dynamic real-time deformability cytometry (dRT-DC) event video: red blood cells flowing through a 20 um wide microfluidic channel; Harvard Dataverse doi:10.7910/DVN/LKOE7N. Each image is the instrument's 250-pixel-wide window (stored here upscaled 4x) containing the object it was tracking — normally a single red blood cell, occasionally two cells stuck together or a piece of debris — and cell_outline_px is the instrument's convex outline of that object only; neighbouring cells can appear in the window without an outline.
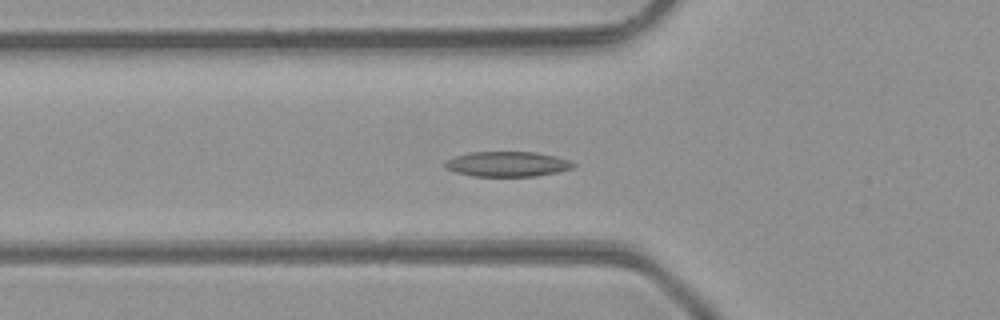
{"species": "common noctule bat (a hibernating species)", "species_latin": "Nyctalus noctula", "temperature_condition": "room temperature", "stored_images_in_passage": 46, "camera_frame_rate_fps": 3000, "um_per_image_px": 0.085, "animal": {"sex": "male", "body_mass_g": 23.1, "forearm_length_mm": 52.7}, "frame": {"image": 1, "passage_image": 17, "time_ms": 5.333, "image_size_px": [1000, 320], "cell_outline_px": [[576, 164], [572, 168], [556, 172], [536, 176], [472, 176], [456, 172], [448, 168], [444, 164], [448, 160], [456, 156], [472, 152], [536, 152], [556, 156], [568, 160]], "centroid_in_image_um": [43.15, 13.94], "position_along_channel_um": 82.6, "area_um2": 18.5}}
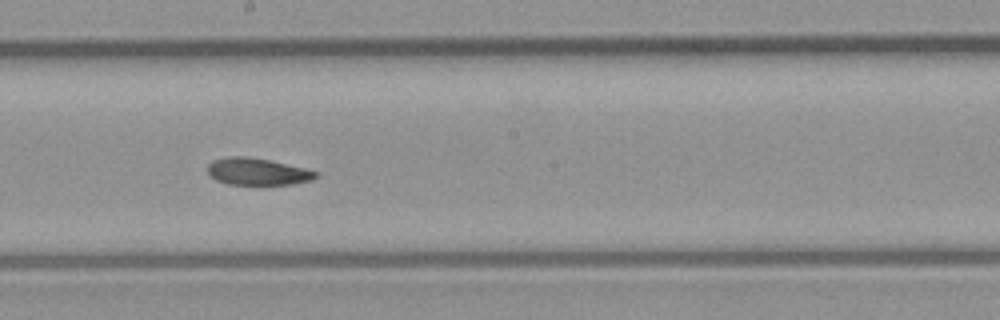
{"frame": {"image": 2, "passage_image": 27, "time_ms": 8.667, "image_size_px": [1000, 320], "cell_outline_px": [[320, 172], [312, 180], [292, 184], [264, 188], [228, 184], [216, 180], [208, 172], [208, 164], [212, 160], [232, 156], [244, 156], [268, 160], [304, 168]], "centroid_in_image_um": [21.9, 14.65], "position_along_channel_um": 226.3, "area_um2": 17.69}}
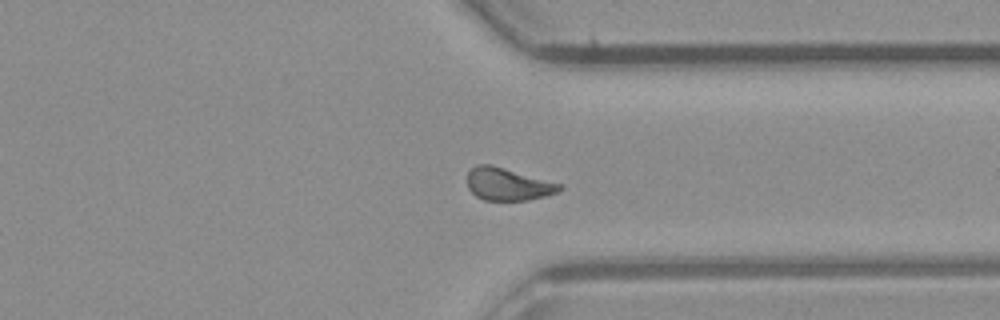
{"frame": {"image": 3, "passage_image": 37, "time_ms": 12.0, "image_size_px": [1000, 320], "cell_outline_px": [[564, 188], [556, 192], [544, 196], [528, 200], [484, 200], [476, 196], [468, 188], [468, 172], [476, 164], [492, 164], [564, 184]], "centroid_in_image_um": [43.19, 15.64], "position_along_channel_um": 368.2, "area_um2": 17.63}, "authors_computed_cell_mechanics": {"area_um2": 18.1781, "velocity_mm_per_s": 4.2774, "shape_relaxation_time_tau1_ms": 4.8432, "shape_relaxation_time_tau2_ms": 5.0108, "deformation_change_tau1": 0.1163, "deformation_change_tau2": 0.1106}}